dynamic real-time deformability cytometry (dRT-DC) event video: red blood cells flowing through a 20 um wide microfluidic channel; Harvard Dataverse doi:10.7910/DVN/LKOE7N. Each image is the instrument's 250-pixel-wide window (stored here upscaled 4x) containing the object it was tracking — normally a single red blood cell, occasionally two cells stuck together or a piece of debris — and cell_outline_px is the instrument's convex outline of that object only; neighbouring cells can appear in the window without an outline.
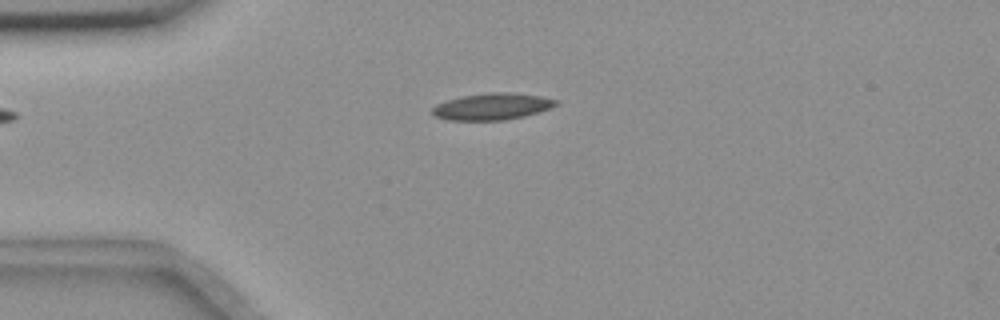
{"species": "common noctule bat (a hibernating species)", "species_latin": "Nyctalus noctula", "temperature_condition": "room temperature", "stored_images_in_passage": 3, "camera_frame_rate_fps": 3000, "um_per_image_px": 0.085, "animal": {"sex": "female", "body_mass_g": 18.4}, "frame": {"image": 1, "passage_image": 2, "time_ms": 1.333, "image_size_px": [1000, 320], "cell_outline_px": [[560, 100], [556, 104], [548, 108], [524, 116], [504, 120], [448, 120], [436, 116], [432, 112], [432, 108], [436, 104], [460, 96], [488, 92], [508, 92], [540, 96]], "centroid_in_image_um": [41.8, 9.04], "position_along_channel_um": 43.2, "area_um2": 19.02}}